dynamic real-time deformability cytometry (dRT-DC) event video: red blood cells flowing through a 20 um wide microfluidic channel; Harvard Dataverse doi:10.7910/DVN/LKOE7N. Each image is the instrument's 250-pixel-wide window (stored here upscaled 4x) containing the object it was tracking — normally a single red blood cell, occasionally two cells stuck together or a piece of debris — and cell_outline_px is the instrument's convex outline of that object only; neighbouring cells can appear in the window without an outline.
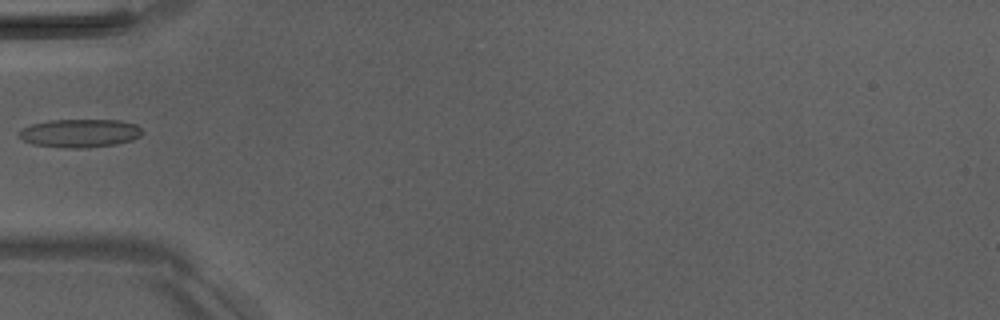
{"species": "Egyptian fruit bat (a non-hibernating species)", "species_latin": "Rousettus aegyptiacus", "temperature_condition": "room temperature", "stored_images_in_passage": 4, "camera_frame_rate_fps": 3000, "um_per_image_px": 0.085, "animal": {"sex": "male"}, "frame": {"image": 1, "passage_image": 3, "time_ms": 2.333, "image_size_px": [1000, 320], "cell_outline_px": [[140, 136], [132, 140], [116, 144], [84, 148], [64, 148], [32, 144], [24, 140], [16, 132], [20, 128], [32, 124], [52, 120], [120, 120], [136, 124], [140, 128]], "centroid_in_image_um": [6.75, 11.32], "position_along_channel_um": 78.2, "area_um2": 20.35}}